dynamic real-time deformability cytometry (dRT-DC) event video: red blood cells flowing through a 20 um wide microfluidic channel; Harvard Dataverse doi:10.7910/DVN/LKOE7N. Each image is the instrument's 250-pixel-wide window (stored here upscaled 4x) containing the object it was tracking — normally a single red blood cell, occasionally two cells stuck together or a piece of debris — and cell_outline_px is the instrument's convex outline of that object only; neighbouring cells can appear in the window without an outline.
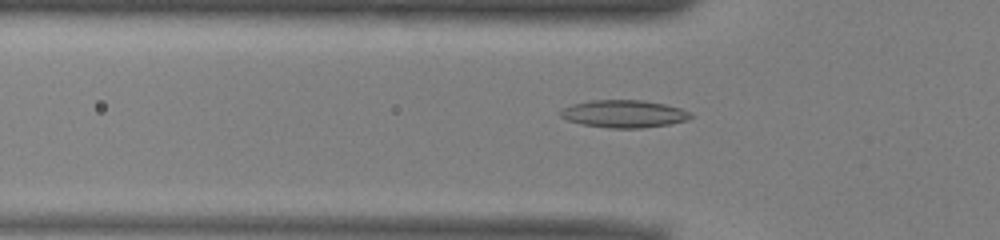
{"species": "common noctule bat (a hibernating species)", "species_latin": "Nyctalus noctula", "temperature_condition": "warm", "stored_images_in_passage": 45, "camera_frame_rate_fps": 3000, "um_per_image_px": 0.085, "animal": {"sex": "male", "body_mass_g": 13.0, "forearm_length_mm": 53.1}, "frame": {"image": 1, "passage_image": 10, "time_ms": 3.0, "image_size_px": [1000, 240], "cell_outline_px": [[692, 116], [688, 120], [668, 124], [644, 128], [608, 128], [584, 124], [568, 120], [560, 116], [560, 112], [564, 108], [572, 104], [592, 100], [644, 100], [664, 104], [680, 108], [692, 112]], "centroid_in_image_um": [53.07, 9.67], "position_along_channel_um": 72.7, "area_um2": 20.81}}
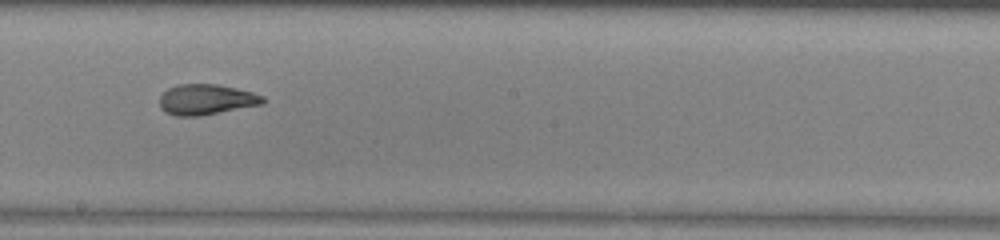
{"frame": {"image": 2, "passage_image": 22, "time_ms": 7.0, "image_size_px": [1000, 240], "cell_outline_px": [[264, 104], [200, 116], [176, 116], [164, 112], [160, 108], [160, 96], [168, 88], [176, 84], [216, 84], [236, 88], [252, 92], [264, 96]], "centroid_in_image_um": [17.52, 8.46], "position_along_channel_um": 230.7, "area_um2": 18.5}}
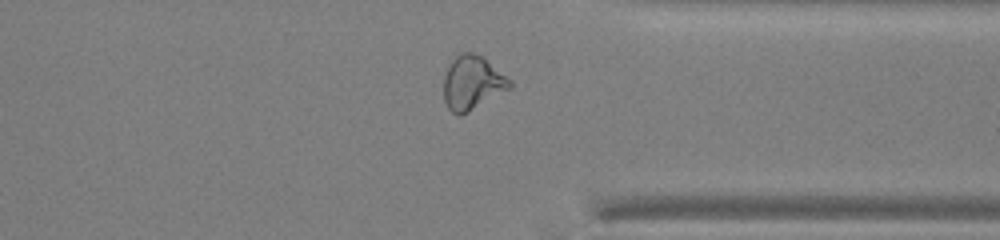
{"frame": {"image": 3, "passage_image": 33, "time_ms": 10.667, "image_size_px": [1000, 240], "cell_outline_px": [[512, 88], [468, 112], [460, 116], [456, 116], [448, 108], [444, 100], [444, 76], [452, 60], [460, 52], [472, 52], [484, 56], [512, 80]], "centroid_in_image_um": [40.18, 7.03], "position_along_channel_um": 371.2, "area_um2": 21.1}, "authors_computed_cell_mechanics": {"area_um2": 19.5364, "velocity_mm_per_s": 3.9356, "shape_relaxation_time_tau1_ms": null, "shape_relaxation_time_tau2_ms": 1.9451, "deformation_change_tau1": null, "deformation_change_tau2": 0.0956}}